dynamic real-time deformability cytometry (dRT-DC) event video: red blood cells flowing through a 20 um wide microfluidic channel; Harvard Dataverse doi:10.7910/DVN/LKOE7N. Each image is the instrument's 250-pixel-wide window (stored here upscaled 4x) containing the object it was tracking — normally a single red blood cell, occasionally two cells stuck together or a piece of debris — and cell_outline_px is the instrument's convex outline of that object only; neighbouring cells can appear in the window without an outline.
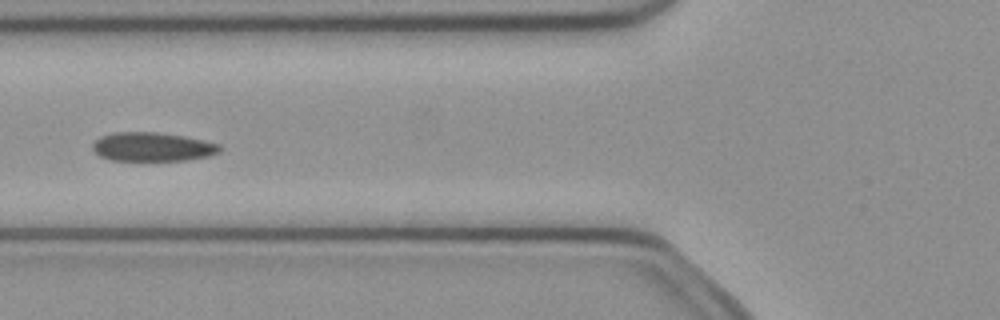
{"species": "common noctule bat (a hibernating species)", "species_latin": "Nyctalus noctula", "temperature_condition": "cold", "stored_images_in_passage": 5, "camera_frame_rate_fps": 3000, "um_per_image_px": 0.085, "animal": {"sex": "female", "body_mass_g": 21.9}, "frame": {"image": 1, "passage_image": 5, "time_ms": 1.333, "image_size_px": [1000, 320], "cell_outline_px": [[224, 148], [220, 152], [208, 156], [184, 160], [112, 160], [100, 156], [92, 148], [92, 144], [100, 136], [112, 132], [156, 132], [184, 136], [204, 140], [220, 144]], "centroid_in_image_um": [12.98, 12.47], "position_along_channel_um": 112.8, "area_um2": 21.44}}